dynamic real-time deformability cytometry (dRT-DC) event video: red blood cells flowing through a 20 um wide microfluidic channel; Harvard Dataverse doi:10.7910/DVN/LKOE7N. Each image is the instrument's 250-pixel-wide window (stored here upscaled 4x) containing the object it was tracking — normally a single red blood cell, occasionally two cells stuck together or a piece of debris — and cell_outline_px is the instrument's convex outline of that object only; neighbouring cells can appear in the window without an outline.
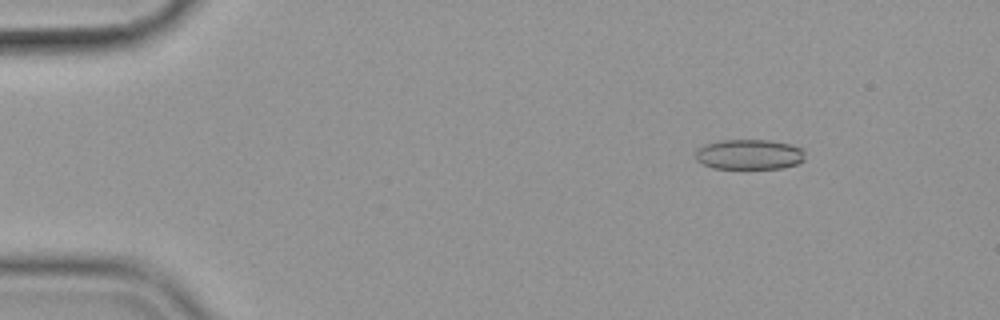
{"species": "common noctule bat (a hibernating species)", "species_latin": "Nyctalus noctula", "temperature_condition": "cold", "stored_images_in_passage": 50, "camera_frame_rate_fps": 3000, "um_per_image_px": 0.085, "animal": {"sex": "female", "body_mass_g": 19.9}, "frame": {"image": 1, "passage_image": 1, "time_ms": 0.0, "image_size_px": [1000, 320], "cell_outline_px": [[804, 160], [796, 164], [784, 168], [712, 168], [696, 160], [696, 152], [704, 144], [720, 140], [768, 140], [792, 144], [800, 148], [804, 152]], "centroid_in_image_um": [63.7, 13.12], "position_along_channel_um": 21.3, "area_um2": 19.19}}
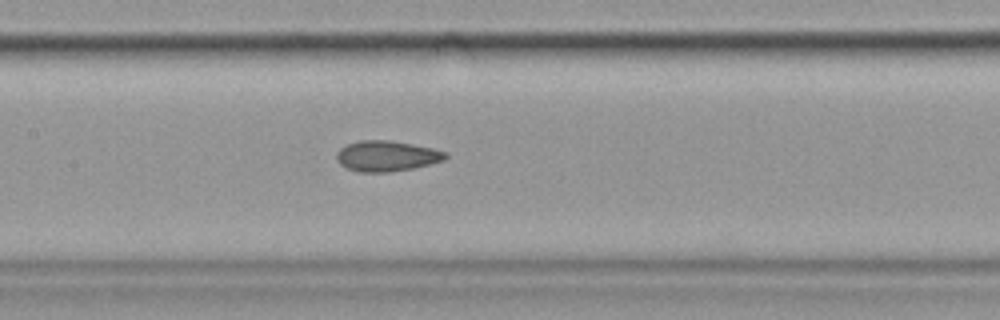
{"frame": {"image": 2, "passage_image": 21, "time_ms": 6.667, "image_size_px": [1000, 320], "cell_outline_px": [[448, 156], [444, 160], [412, 168], [388, 172], [360, 172], [348, 168], [340, 164], [336, 160], [336, 152], [340, 148], [348, 144], [360, 140], [388, 140], [412, 144], [432, 148], [448, 152]], "centroid_in_image_um": [32.85, 13.25], "position_along_channel_um": 174.5, "area_um2": 19.31}}
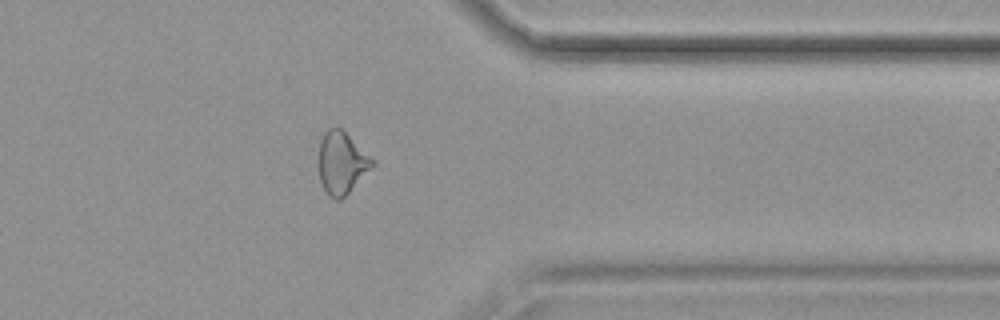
{"frame": {"image": 3, "passage_image": 39, "time_ms": 12.667, "image_size_px": [1000, 320], "cell_outline_px": [[376, 164], [340, 200], [336, 200], [328, 196], [320, 180], [320, 140], [324, 132], [328, 128], [340, 128], [376, 160]], "centroid_in_image_um": [29.07, 13.84], "position_along_channel_um": 382.3, "area_um2": 19.19}, "authors_computed_cell_mechanics": {"area_um2": 19.5942, "velocity_mm_per_s": 3.5977, "shape_relaxation_time_tau1_ms": 7.8136, "shape_relaxation_time_tau2_ms": 3.9273, "deformation_change_tau1": 0.1306, "deformation_change_tau2": 0.0992}}